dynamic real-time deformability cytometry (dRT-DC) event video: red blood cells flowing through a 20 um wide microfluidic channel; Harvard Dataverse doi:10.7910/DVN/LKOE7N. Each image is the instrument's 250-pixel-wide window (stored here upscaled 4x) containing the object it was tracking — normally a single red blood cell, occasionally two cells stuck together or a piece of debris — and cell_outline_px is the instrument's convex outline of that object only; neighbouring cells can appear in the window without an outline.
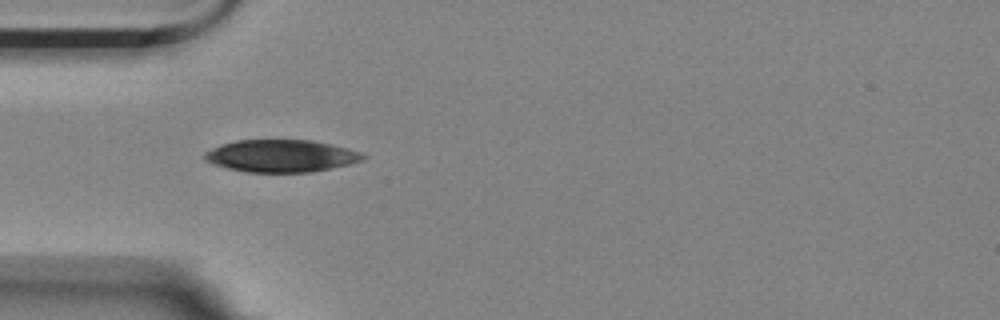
{"species": "Egyptian fruit bat (a non-hibernating species)", "species_latin": "Rousettus aegyptiacus", "temperature_condition": "room temperature", "stored_images_in_passage": 6, "camera_frame_rate_fps": 3000, "um_per_image_px": 0.085, "animal": {"sex": "female"}, "frame": {"image": 1, "passage_image": 3, "time_ms": 0.667, "image_size_px": [1000, 320], "cell_outline_px": [[368, 156], [364, 160], [348, 164], [312, 172], [248, 172], [228, 168], [212, 164], [204, 160], [204, 152], [220, 144], [236, 140], [312, 140], [348, 148], [360, 152]], "centroid_in_image_um": [23.88, 13.25], "position_along_channel_um": 61.1, "area_um2": 29.88}}
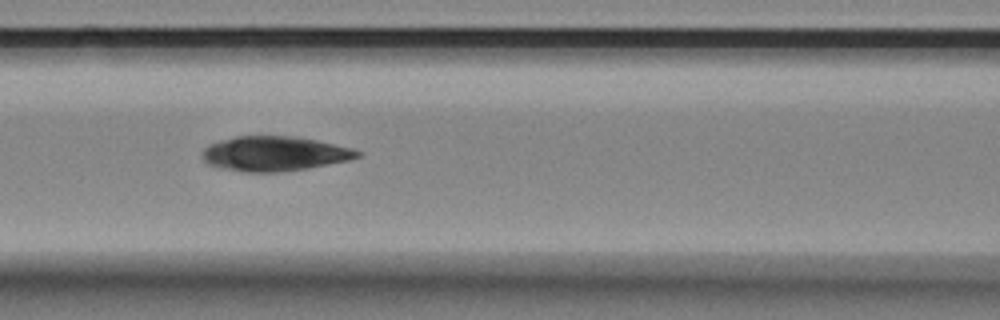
{"frame": {"image": 2, "passage_image": 5, "time_ms": 1.333, "image_size_px": [1000, 320], "cell_outline_px": [[364, 152], [360, 156], [348, 160], [308, 168], [276, 172], [244, 172], [224, 168], [208, 164], [204, 160], [204, 148], [208, 144], [220, 140], [236, 136], [296, 136], [316, 140], [352, 148]], "centroid_in_image_um": [23.35, 13.05], "position_along_channel_um": 143.3, "area_um2": 31.21}}
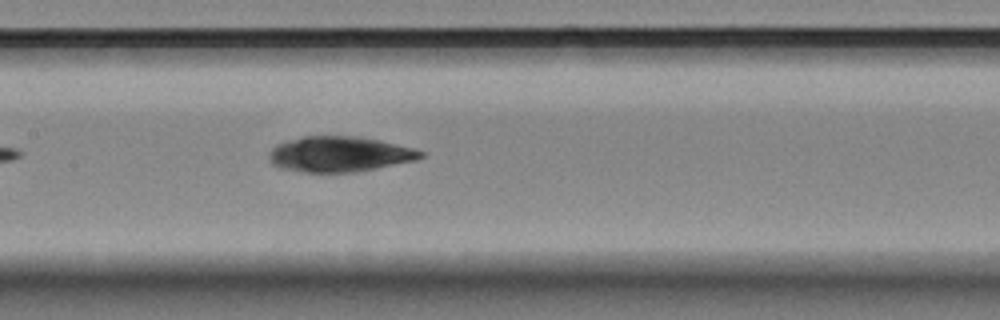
{"frame": {"image": 3, "passage_image": 6, "time_ms": 1.667, "image_size_px": [1000, 320], "cell_outline_px": [[424, 156], [416, 160], [376, 168], [352, 172], [304, 172], [280, 168], [272, 164], [268, 156], [272, 148], [276, 144], [288, 140], [304, 136], [352, 136], [376, 140], [412, 148], [424, 152]], "centroid_in_image_um": [28.81, 13.11], "position_along_channel_um": 178.6, "area_um2": 30.92}}